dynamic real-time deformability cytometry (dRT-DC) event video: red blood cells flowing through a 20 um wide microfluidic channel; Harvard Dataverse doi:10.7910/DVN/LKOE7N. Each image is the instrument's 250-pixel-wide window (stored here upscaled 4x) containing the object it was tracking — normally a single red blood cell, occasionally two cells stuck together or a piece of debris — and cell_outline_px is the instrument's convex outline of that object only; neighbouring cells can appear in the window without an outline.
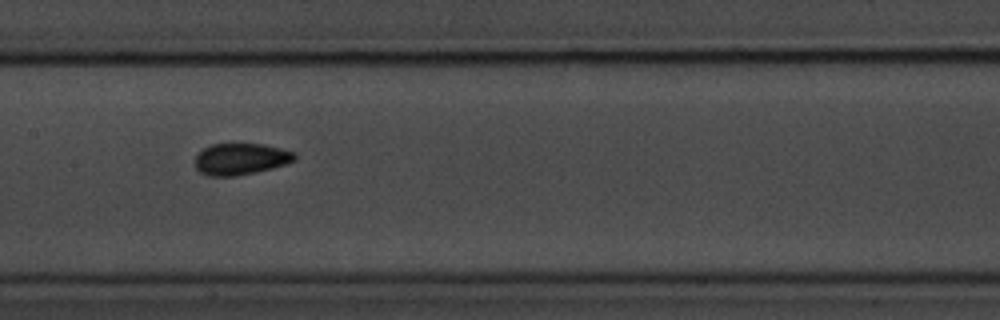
{"species": "common noctule bat (a hibernating species)", "species_latin": "Nyctalus noctula", "temperature_condition": "room temperature", "stored_images_in_passage": 15, "camera_frame_rate_fps": 3000, "um_per_image_px": 0.085, "animal": {"sex": "male", "body_mass_g": 20.1, "forearm_length_mm": 53.5}, "frame": {"image": 1, "passage_image": 7, "time_ms": 7.667, "image_size_px": [1000, 320], "cell_outline_px": [[296, 160], [272, 168], [256, 172], [236, 176], [208, 176], [200, 172], [196, 168], [196, 156], [204, 148], [212, 144], [236, 140], [264, 144], [296, 152]], "centroid_in_image_um": [20.47, 13.46], "position_along_channel_um": 186.9, "area_um2": 19.02}}
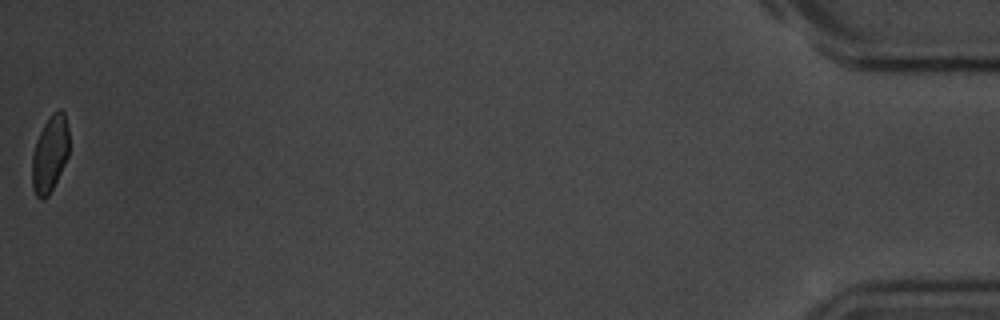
{"frame": {"image": 2, "passage_image": 15, "time_ms": 17.0, "image_size_px": [1000, 320], "cell_outline_px": [[68, 156], [48, 196], [44, 200], [40, 200], [36, 196], [32, 188], [32, 156], [36, 140], [44, 124], [52, 112], [60, 108], [64, 112], [68, 128]], "centroid_in_image_um": [4.22, 13.08], "position_along_channel_um": 431.0, "area_um2": 16.47}, "authors_computed_cell_mechanics": {"area_um2": 17.5712, "velocity_mm_per_s": 3.6559, "shape_relaxation_time_tau1_ms": 2.5587, "shape_relaxation_time_tau2_ms": 2.0273, "deformation_change_tau1": 0.1617, "deformation_change_tau2": 0.0558}}